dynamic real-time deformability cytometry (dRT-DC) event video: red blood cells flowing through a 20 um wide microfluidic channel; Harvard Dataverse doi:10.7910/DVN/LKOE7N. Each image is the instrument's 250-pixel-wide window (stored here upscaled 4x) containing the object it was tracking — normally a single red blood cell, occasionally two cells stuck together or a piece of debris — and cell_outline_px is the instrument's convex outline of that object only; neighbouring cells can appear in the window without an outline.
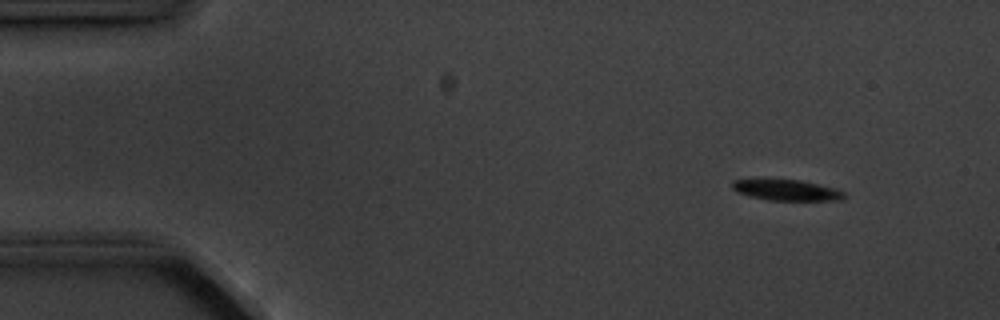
{"species": "common noctule bat (a hibernating species)", "species_latin": "Nyctalus noctula", "temperature_condition": "cold", "stored_images_in_passage": 6, "camera_frame_rate_fps": 3000, "um_per_image_px": 0.085, "animal": {"sex": "male", "body_mass_g": 20.1, "forearm_length_mm": 53.5}, "frame": {"image": 1, "passage_image": 2, "time_ms": 1.0, "image_size_px": [1000, 320], "cell_outline_px": [[844, 200], [768, 200], [748, 196], [736, 192], [732, 188], [732, 180], [800, 180], [832, 188], [844, 192]], "centroid_in_image_um": [66.82, 16.17], "position_along_channel_um": 18.2, "area_um2": 13.29}}